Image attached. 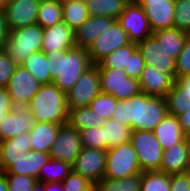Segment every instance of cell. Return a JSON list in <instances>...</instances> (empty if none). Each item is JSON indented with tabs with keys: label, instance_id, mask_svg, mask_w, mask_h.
Masks as SVG:
<instances>
[{
	"label": "cell",
	"instance_id": "1",
	"mask_svg": "<svg viewBox=\"0 0 190 191\" xmlns=\"http://www.w3.org/2000/svg\"><path fill=\"white\" fill-rule=\"evenodd\" d=\"M167 114L164 97L140 92L131 98L118 100L111 118L132 130L153 131Z\"/></svg>",
	"mask_w": 190,
	"mask_h": 191
},
{
	"label": "cell",
	"instance_id": "2",
	"mask_svg": "<svg viewBox=\"0 0 190 191\" xmlns=\"http://www.w3.org/2000/svg\"><path fill=\"white\" fill-rule=\"evenodd\" d=\"M46 56L52 83L64 92L73 88L79 77L94 65L88 50L77 46L70 50H56Z\"/></svg>",
	"mask_w": 190,
	"mask_h": 191
},
{
	"label": "cell",
	"instance_id": "3",
	"mask_svg": "<svg viewBox=\"0 0 190 191\" xmlns=\"http://www.w3.org/2000/svg\"><path fill=\"white\" fill-rule=\"evenodd\" d=\"M29 110L36 122L67 125L68 113L66 92L53 83L41 84L29 102Z\"/></svg>",
	"mask_w": 190,
	"mask_h": 191
},
{
	"label": "cell",
	"instance_id": "4",
	"mask_svg": "<svg viewBox=\"0 0 190 191\" xmlns=\"http://www.w3.org/2000/svg\"><path fill=\"white\" fill-rule=\"evenodd\" d=\"M43 32L39 24L10 30L4 50L20 66L32 53L42 51Z\"/></svg>",
	"mask_w": 190,
	"mask_h": 191
},
{
	"label": "cell",
	"instance_id": "5",
	"mask_svg": "<svg viewBox=\"0 0 190 191\" xmlns=\"http://www.w3.org/2000/svg\"><path fill=\"white\" fill-rule=\"evenodd\" d=\"M140 172L142 170L138 162L137 153L130 141L107 150L104 177L122 179Z\"/></svg>",
	"mask_w": 190,
	"mask_h": 191
},
{
	"label": "cell",
	"instance_id": "6",
	"mask_svg": "<svg viewBox=\"0 0 190 191\" xmlns=\"http://www.w3.org/2000/svg\"><path fill=\"white\" fill-rule=\"evenodd\" d=\"M130 142L137 153L142 172L160 171L164 150L153 131L133 130Z\"/></svg>",
	"mask_w": 190,
	"mask_h": 191
},
{
	"label": "cell",
	"instance_id": "7",
	"mask_svg": "<svg viewBox=\"0 0 190 191\" xmlns=\"http://www.w3.org/2000/svg\"><path fill=\"white\" fill-rule=\"evenodd\" d=\"M100 91L113 95L117 100L131 98L141 92L139 80L129 77L124 70L98 68Z\"/></svg>",
	"mask_w": 190,
	"mask_h": 191
},
{
	"label": "cell",
	"instance_id": "8",
	"mask_svg": "<svg viewBox=\"0 0 190 191\" xmlns=\"http://www.w3.org/2000/svg\"><path fill=\"white\" fill-rule=\"evenodd\" d=\"M100 93V75L94 64L79 77L75 86L66 92L67 108L70 110L89 107L90 102Z\"/></svg>",
	"mask_w": 190,
	"mask_h": 191
},
{
	"label": "cell",
	"instance_id": "9",
	"mask_svg": "<svg viewBox=\"0 0 190 191\" xmlns=\"http://www.w3.org/2000/svg\"><path fill=\"white\" fill-rule=\"evenodd\" d=\"M126 31L116 20L111 26H107L87 48L91 62L97 64L105 56L117 48L130 44Z\"/></svg>",
	"mask_w": 190,
	"mask_h": 191
},
{
	"label": "cell",
	"instance_id": "10",
	"mask_svg": "<svg viewBox=\"0 0 190 191\" xmlns=\"http://www.w3.org/2000/svg\"><path fill=\"white\" fill-rule=\"evenodd\" d=\"M106 155L107 150L82 147L72 164L73 172L96 186L105 174Z\"/></svg>",
	"mask_w": 190,
	"mask_h": 191
},
{
	"label": "cell",
	"instance_id": "11",
	"mask_svg": "<svg viewBox=\"0 0 190 191\" xmlns=\"http://www.w3.org/2000/svg\"><path fill=\"white\" fill-rule=\"evenodd\" d=\"M11 110L8 116L0 122V140L4 141L30 131L36 124L29 110V104L11 99Z\"/></svg>",
	"mask_w": 190,
	"mask_h": 191
},
{
	"label": "cell",
	"instance_id": "12",
	"mask_svg": "<svg viewBox=\"0 0 190 191\" xmlns=\"http://www.w3.org/2000/svg\"><path fill=\"white\" fill-rule=\"evenodd\" d=\"M117 21L128 34L131 43L142 42L153 33L143 8L134 0L125 6Z\"/></svg>",
	"mask_w": 190,
	"mask_h": 191
},
{
	"label": "cell",
	"instance_id": "13",
	"mask_svg": "<svg viewBox=\"0 0 190 191\" xmlns=\"http://www.w3.org/2000/svg\"><path fill=\"white\" fill-rule=\"evenodd\" d=\"M142 58L147 65L153 66L156 70L169 74L176 80V59L159 45L157 39L151 35L142 42L137 43Z\"/></svg>",
	"mask_w": 190,
	"mask_h": 191
},
{
	"label": "cell",
	"instance_id": "14",
	"mask_svg": "<svg viewBox=\"0 0 190 191\" xmlns=\"http://www.w3.org/2000/svg\"><path fill=\"white\" fill-rule=\"evenodd\" d=\"M81 148L79 131L67 124L61 126L58 130L49 154L52 159L73 164Z\"/></svg>",
	"mask_w": 190,
	"mask_h": 191
},
{
	"label": "cell",
	"instance_id": "15",
	"mask_svg": "<svg viewBox=\"0 0 190 191\" xmlns=\"http://www.w3.org/2000/svg\"><path fill=\"white\" fill-rule=\"evenodd\" d=\"M149 20L152 32L174 27L175 0H134Z\"/></svg>",
	"mask_w": 190,
	"mask_h": 191
},
{
	"label": "cell",
	"instance_id": "16",
	"mask_svg": "<svg viewBox=\"0 0 190 191\" xmlns=\"http://www.w3.org/2000/svg\"><path fill=\"white\" fill-rule=\"evenodd\" d=\"M39 5L40 0H9L4 8L9 30L36 24Z\"/></svg>",
	"mask_w": 190,
	"mask_h": 191
},
{
	"label": "cell",
	"instance_id": "17",
	"mask_svg": "<svg viewBox=\"0 0 190 191\" xmlns=\"http://www.w3.org/2000/svg\"><path fill=\"white\" fill-rule=\"evenodd\" d=\"M40 85L34 76L20 65L16 67L6 89L11 99L29 104Z\"/></svg>",
	"mask_w": 190,
	"mask_h": 191
},
{
	"label": "cell",
	"instance_id": "18",
	"mask_svg": "<svg viewBox=\"0 0 190 191\" xmlns=\"http://www.w3.org/2000/svg\"><path fill=\"white\" fill-rule=\"evenodd\" d=\"M74 47H76L74 30L63 21L44 28L42 41V51L44 53L70 50Z\"/></svg>",
	"mask_w": 190,
	"mask_h": 191
},
{
	"label": "cell",
	"instance_id": "19",
	"mask_svg": "<svg viewBox=\"0 0 190 191\" xmlns=\"http://www.w3.org/2000/svg\"><path fill=\"white\" fill-rule=\"evenodd\" d=\"M175 81L169 74L162 73L147 64L139 78L141 92L159 97H165L173 88Z\"/></svg>",
	"mask_w": 190,
	"mask_h": 191
},
{
	"label": "cell",
	"instance_id": "20",
	"mask_svg": "<svg viewBox=\"0 0 190 191\" xmlns=\"http://www.w3.org/2000/svg\"><path fill=\"white\" fill-rule=\"evenodd\" d=\"M160 171L170 175L190 171L186 138L164 150Z\"/></svg>",
	"mask_w": 190,
	"mask_h": 191
},
{
	"label": "cell",
	"instance_id": "21",
	"mask_svg": "<svg viewBox=\"0 0 190 191\" xmlns=\"http://www.w3.org/2000/svg\"><path fill=\"white\" fill-rule=\"evenodd\" d=\"M32 149L29 131L17 137L1 141L0 144V173L4 172L13 161L20 160L26 152Z\"/></svg>",
	"mask_w": 190,
	"mask_h": 191
},
{
	"label": "cell",
	"instance_id": "22",
	"mask_svg": "<svg viewBox=\"0 0 190 191\" xmlns=\"http://www.w3.org/2000/svg\"><path fill=\"white\" fill-rule=\"evenodd\" d=\"M164 98L168 114L178 116L190 109V76L176 79Z\"/></svg>",
	"mask_w": 190,
	"mask_h": 191
},
{
	"label": "cell",
	"instance_id": "23",
	"mask_svg": "<svg viewBox=\"0 0 190 191\" xmlns=\"http://www.w3.org/2000/svg\"><path fill=\"white\" fill-rule=\"evenodd\" d=\"M49 153L30 150L20 160L13 161L3 174H16L38 178L40 169L50 160Z\"/></svg>",
	"mask_w": 190,
	"mask_h": 191
},
{
	"label": "cell",
	"instance_id": "24",
	"mask_svg": "<svg viewBox=\"0 0 190 191\" xmlns=\"http://www.w3.org/2000/svg\"><path fill=\"white\" fill-rule=\"evenodd\" d=\"M116 19L102 16H90L75 33L77 47L88 48L97 36L107 27L111 26Z\"/></svg>",
	"mask_w": 190,
	"mask_h": 191
},
{
	"label": "cell",
	"instance_id": "25",
	"mask_svg": "<svg viewBox=\"0 0 190 191\" xmlns=\"http://www.w3.org/2000/svg\"><path fill=\"white\" fill-rule=\"evenodd\" d=\"M153 132L163 150L180 143L187 135L182 129L178 117L171 114H167Z\"/></svg>",
	"mask_w": 190,
	"mask_h": 191
},
{
	"label": "cell",
	"instance_id": "26",
	"mask_svg": "<svg viewBox=\"0 0 190 191\" xmlns=\"http://www.w3.org/2000/svg\"><path fill=\"white\" fill-rule=\"evenodd\" d=\"M62 125L50 122H36L30 129L29 135L33 151L50 153L52 145L55 142L58 130Z\"/></svg>",
	"mask_w": 190,
	"mask_h": 191
},
{
	"label": "cell",
	"instance_id": "27",
	"mask_svg": "<svg viewBox=\"0 0 190 191\" xmlns=\"http://www.w3.org/2000/svg\"><path fill=\"white\" fill-rule=\"evenodd\" d=\"M152 35L172 58L177 59L189 34L176 27H172L157 30Z\"/></svg>",
	"mask_w": 190,
	"mask_h": 191
},
{
	"label": "cell",
	"instance_id": "28",
	"mask_svg": "<svg viewBox=\"0 0 190 191\" xmlns=\"http://www.w3.org/2000/svg\"><path fill=\"white\" fill-rule=\"evenodd\" d=\"M90 16L118 19L131 0H84Z\"/></svg>",
	"mask_w": 190,
	"mask_h": 191
},
{
	"label": "cell",
	"instance_id": "29",
	"mask_svg": "<svg viewBox=\"0 0 190 191\" xmlns=\"http://www.w3.org/2000/svg\"><path fill=\"white\" fill-rule=\"evenodd\" d=\"M102 123L101 116L90 107H77L69 110L67 124L78 131L101 127Z\"/></svg>",
	"mask_w": 190,
	"mask_h": 191
},
{
	"label": "cell",
	"instance_id": "30",
	"mask_svg": "<svg viewBox=\"0 0 190 191\" xmlns=\"http://www.w3.org/2000/svg\"><path fill=\"white\" fill-rule=\"evenodd\" d=\"M61 5L63 22L74 31L90 17L84 0L66 1Z\"/></svg>",
	"mask_w": 190,
	"mask_h": 191
},
{
	"label": "cell",
	"instance_id": "31",
	"mask_svg": "<svg viewBox=\"0 0 190 191\" xmlns=\"http://www.w3.org/2000/svg\"><path fill=\"white\" fill-rule=\"evenodd\" d=\"M40 84L52 83V77L49 71V62L46 53L38 51L32 53L22 64Z\"/></svg>",
	"mask_w": 190,
	"mask_h": 191
},
{
	"label": "cell",
	"instance_id": "32",
	"mask_svg": "<svg viewBox=\"0 0 190 191\" xmlns=\"http://www.w3.org/2000/svg\"><path fill=\"white\" fill-rule=\"evenodd\" d=\"M102 127L106 140V150L130 141L133 131L131 127L121 124L112 118L103 121Z\"/></svg>",
	"mask_w": 190,
	"mask_h": 191
},
{
	"label": "cell",
	"instance_id": "33",
	"mask_svg": "<svg viewBox=\"0 0 190 191\" xmlns=\"http://www.w3.org/2000/svg\"><path fill=\"white\" fill-rule=\"evenodd\" d=\"M137 49L136 43H130L128 45L117 48L109 55L101 59L97 64V68H111L124 70L128 75V62L129 56Z\"/></svg>",
	"mask_w": 190,
	"mask_h": 191
},
{
	"label": "cell",
	"instance_id": "34",
	"mask_svg": "<svg viewBox=\"0 0 190 191\" xmlns=\"http://www.w3.org/2000/svg\"><path fill=\"white\" fill-rule=\"evenodd\" d=\"M72 171V164L50 158L40 169L37 181L41 183L62 182Z\"/></svg>",
	"mask_w": 190,
	"mask_h": 191
},
{
	"label": "cell",
	"instance_id": "35",
	"mask_svg": "<svg viewBox=\"0 0 190 191\" xmlns=\"http://www.w3.org/2000/svg\"><path fill=\"white\" fill-rule=\"evenodd\" d=\"M142 172L126 178L109 179L103 177L95 186L98 191H140Z\"/></svg>",
	"mask_w": 190,
	"mask_h": 191
},
{
	"label": "cell",
	"instance_id": "36",
	"mask_svg": "<svg viewBox=\"0 0 190 191\" xmlns=\"http://www.w3.org/2000/svg\"><path fill=\"white\" fill-rule=\"evenodd\" d=\"M62 5L56 0H40L36 24L42 28L63 21Z\"/></svg>",
	"mask_w": 190,
	"mask_h": 191
},
{
	"label": "cell",
	"instance_id": "37",
	"mask_svg": "<svg viewBox=\"0 0 190 191\" xmlns=\"http://www.w3.org/2000/svg\"><path fill=\"white\" fill-rule=\"evenodd\" d=\"M140 191H171L170 174L161 171L142 172Z\"/></svg>",
	"mask_w": 190,
	"mask_h": 191
},
{
	"label": "cell",
	"instance_id": "38",
	"mask_svg": "<svg viewBox=\"0 0 190 191\" xmlns=\"http://www.w3.org/2000/svg\"><path fill=\"white\" fill-rule=\"evenodd\" d=\"M117 101L113 95L101 92L90 102L89 107L105 121L112 117Z\"/></svg>",
	"mask_w": 190,
	"mask_h": 191
},
{
	"label": "cell",
	"instance_id": "39",
	"mask_svg": "<svg viewBox=\"0 0 190 191\" xmlns=\"http://www.w3.org/2000/svg\"><path fill=\"white\" fill-rule=\"evenodd\" d=\"M79 133L82 147L106 150V140L102 126L83 129Z\"/></svg>",
	"mask_w": 190,
	"mask_h": 191
},
{
	"label": "cell",
	"instance_id": "40",
	"mask_svg": "<svg viewBox=\"0 0 190 191\" xmlns=\"http://www.w3.org/2000/svg\"><path fill=\"white\" fill-rule=\"evenodd\" d=\"M174 27L190 35V0H175Z\"/></svg>",
	"mask_w": 190,
	"mask_h": 191
},
{
	"label": "cell",
	"instance_id": "41",
	"mask_svg": "<svg viewBox=\"0 0 190 191\" xmlns=\"http://www.w3.org/2000/svg\"><path fill=\"white\" fill-rule=\"evenodd\" d=\"M64 191H92L95 186L81 174L71 172L63 181Z\"/></svg>",
	"mask_w": 190,
	"mask_h": 191
},
{
	"label": "cell",
	"instance_id": "42",
	"mask_svg": "<svg viewBox=\"0 0 190 191\" xmlns=\"http://www.w3.org/2000/svg\"><path fill=\"white\" fill-rule=\"evenodd\" d=\"M190 76V35L187 36L184 47L176 59V79Z\"/></svg>",
	"mask_w": 190,
	"mask_h": 191
},
{
	"label": "cell",
	"instance_id": "43",
	"mask_svg": "<svg viewBox=\"0 0 190 191\" xmlns=\"http://www.w3.org/2000/svg\"><path fill=\"white\" fill-rule=\"evenodd\" d=\"M8 182V191H31L37 179L16 174H4Z\"/></svg>",
	"mask_w": 190,
	"mask_h": 191
},
{
	"label": "cell",
	"instance_id": "44",
	"mask_svg": "<svg viewBox=\"0 0 190 191\" xmlns=\"http://www.w3.org/2000/svg\"><path fill=\"white\" fill-rule=\"evenodd\" d=\"M17 66L4 49L0 50V87L6 88Z\"/></svg>",
	"mask_w": 190,
	"mask_h": 191
},
{
	"label": "cell",
	"instance_id": "45",
	"mask_svg": "<svg viewBox=\"0 0 190 191\" xmlns=\"http://www.w3.org/2000/svg\"><path fill=\"white\" fill-rule=\"evenodd\" d=\"M145 61L142 58L141 52L138 48L129 56L128 62V76L139 80L142 71L145 68Z\"/></svg>",
	"mask_w": 190,
	"mask_h": 191
},
{
	"label": "cell",
	"instance_id": "46",
	"mask_svg": "<svg viewBox=\"0 0 190 191\" xmlns=\"http://www.w3.org/2000/svg\"><path fill=\"white\" fill-rule=\"evenodd\" d=\"M171 191H190V171L170 175Z\"/></svg>",
	"mask_w": 190,
	"mask_h": 191
},
{
	"label": "cell",
	"instance_id": "47",
	"mask_svg": "<svg viewBox=\"0 0 190 191\" xmlns=\"http://www.w3.org/2000/svg\"><path fill=\"white\" fill-rule=\"evenodd\" d=\"M11 97L6 88L0 87V122H2L10 113Z\"/></svg>",
	"mask_w": 190,
	"mask_h": 191
},
{
	"label": "cell",
	"instance_id": "48",
	"mask_svg": "<svg viewBox=\"0 0 190 191\" xmlns=\"http://www.w3.org/2000/svg\"><path fill=\"white\" fill-rule=\"evenodd\" d=\"M9 28L6 22L4 10H0V50L5 48V44L9 37Z\"/></svg>",
	"mask_w": 190,
	"mask_h": 191
},
{
	"label": "cell",
	"instance_id": "49",
	"mask_svg": "<svg viewBox=\"0 0 190 191\" xmlns=\"http://www.w3.org/2000/svg\"><path fill=\"white\" fill-rule=\"evenodd\" d=\"M182 129L186 134H190V109L177 116Z\"/></svg>",
	"mask_w": 190,
	"mask_h": 191
},
{
	"label": "cell",
	"instance_id": "50",
	"mask_svg": "<svg viewBox=\"0 0 190 191\" xmlns=\"http://www.w3.org/2000/svg\"><path fill=\"white\" fill-rule=\"evenodd\" d=\"M44 191H64L62 182L44 183Z\"/></svg>",
	"mask_w": 190,
	"mask_h": 191
},
{
	"label": "cell",
	"instance_id": "51",
	"mask_svg": "<svg viewBox=\"0 0 190 191\" xmlns=\"http://www.w3.org/2000/svg\"><path fill=\"white\" fill-rule=\"evenodd\" d=\"M0 191H8L7 178L3 173H0Z\"/></svg>",
	"mask_w": 190,
	"mask_h": 191
},
{
	"label": "cell",
	"instance_id": "52",
	"mask_svg": "<svg viewBox=\"0 0 190 191\" xmlns=\"http://www.w3.org/2000/svg\"><path fill=\"white\" fill-rule=\"evenodd\" d=\"M31 191H44V183L36 182Z\"/></svg>",
	"mask_w": 190,
	"mask_h": 191
},
{
	"label": "cell",
	"instance_id": "53",
	"mask_svg": "<svg viewBox=\"0 0 190 191\" xmlns=\"http://www.w3.org/2000/svg\"><path fill=\"white\" fill-rule=\"evenodd\" d=\"M186 143H187V146H188L189 162H190V134L186 135Z\"/></svg>",
	"mask_w": 190,
	"mask_h": 191
},
{
	"label": "cell",
	"instance_id": "54",
	"mask_svg": "<svg viewBox=\"0 0 190 191\" xmlns=\"http://www.w3.org/2000/svg\"><path fill=\"white\" fill-rule=\"evenodd\" d=\"M9 0H0V10H4L5 5L8 3Z\"/></svg>",
	"mask_w": 190,
	"mask_h": 191
},
{
	"label": "cell",
	"instance_id": "55",
	"mask_svg": "<svg viewBox=\"0 0 190 191\" xmlns=\"http://www.w3.org/2000/svg\"><path fill=\"white\" fill-rule=\"evenodd\" d=\"M56 1L59 2V3H64L66 1H71V0H56Z\"/></svg>",
	"mask_w": 190,
	"mask_h": 191
}]
</instances>
